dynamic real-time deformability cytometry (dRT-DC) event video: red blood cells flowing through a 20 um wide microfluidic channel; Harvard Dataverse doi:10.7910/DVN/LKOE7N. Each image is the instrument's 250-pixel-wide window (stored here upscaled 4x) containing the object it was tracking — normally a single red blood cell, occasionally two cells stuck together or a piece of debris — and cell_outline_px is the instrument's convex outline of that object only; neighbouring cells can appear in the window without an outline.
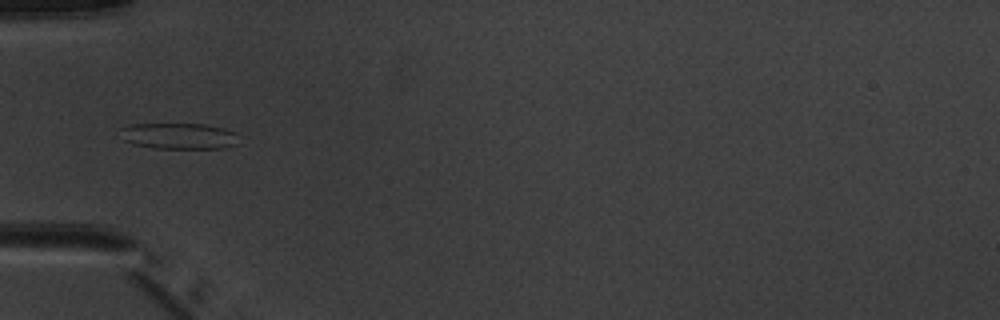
{"species": "common noctule bat (a hibernating species)", "species_latin": "Nyctalus noctula", "temperature_condition": "warm", "stored_images_in_passage": 5, "camera_frame_rate_fps": 3000, "um_per_image_px": 0.085, "animal": {"sex": "male", "body_mass_g": 20.1, "forearm_length_mm": 53.5}, "frame": {"image": 1, "passage_image": 5, "time_ms": 4.667, "image_size_px": [1000, 320], "cell_outline_px": [[240, 144], [224, 148], [156, 148], [132, 144], [124, 140], [120, 128], [128, 124], [204, 124], [224, 128], [236, 132]], "centroid_in_image_um": [15.25, 11.56], "position_along_channel_um": 69.8, "area_um2": 18.15}}